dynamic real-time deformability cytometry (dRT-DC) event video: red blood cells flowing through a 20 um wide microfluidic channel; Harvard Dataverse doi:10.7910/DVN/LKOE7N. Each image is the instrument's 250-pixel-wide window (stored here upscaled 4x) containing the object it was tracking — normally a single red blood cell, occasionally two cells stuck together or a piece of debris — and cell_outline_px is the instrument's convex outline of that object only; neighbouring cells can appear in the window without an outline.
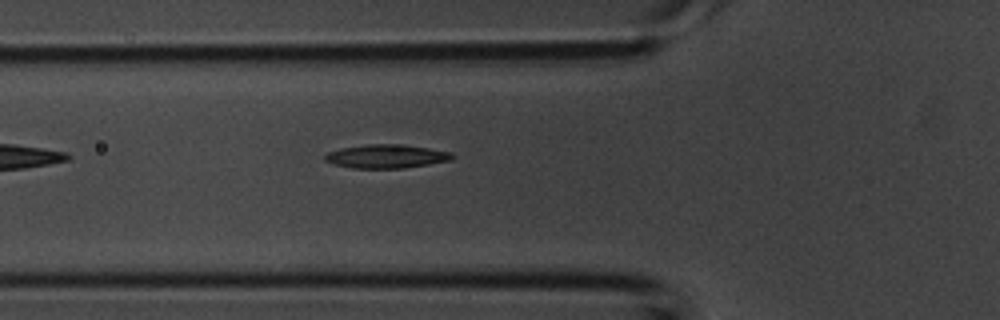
{"species": "common noctule bat (a hibernating species)", "species_latin": "Nyctalus noctula", "temperature_condition": "room temperature", "stored_images_in_passage": 2, "camera_frame_rate_fps": 3000, "um_per_image_px": 0.085, "animal": {"sex": "male", "body_mass_g": 20.1, "forearm_length_mm": 53.5}, "frame": {"image": 1, "passage_image": 2, "time_ms": 0.333, "image_size_px": [1000, 320], "cell_outline_px": [[456, 156], [452, 160], [404, 168], [352, 168], [332, 164], [324, 160], [324, 156], [328, 152], [340, 148], [368, 144], [404, 144], [452, 152]], "centroid_in_image_um": [32.84, 13.28], "position_along_channel_um": 93.0, "area_um2": 17.69}}